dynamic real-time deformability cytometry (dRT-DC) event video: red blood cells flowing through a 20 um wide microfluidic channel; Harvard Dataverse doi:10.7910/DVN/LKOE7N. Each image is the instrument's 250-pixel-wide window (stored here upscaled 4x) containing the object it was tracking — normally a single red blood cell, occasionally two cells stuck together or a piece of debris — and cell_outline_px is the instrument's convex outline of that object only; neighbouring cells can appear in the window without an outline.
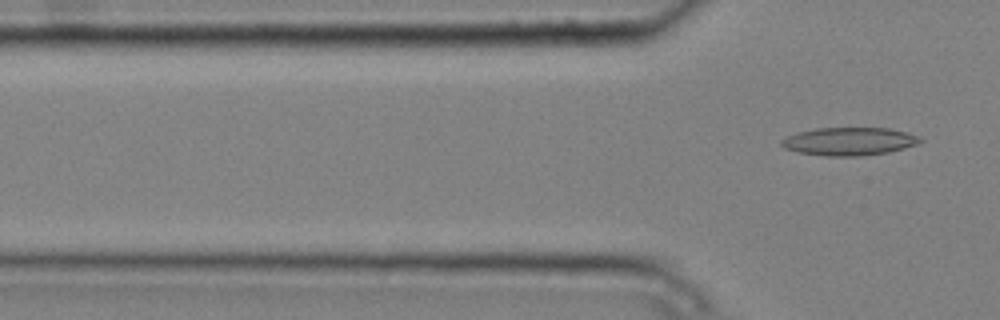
{"species": "common noctule bat (a hibernating species)", "species_latin": "Nyctalus noctula", "temperature_condition": "cold", "stored_images_in_passage": 5, "camera_frame_rate_fps": 3000, "um_per_image_px": 0.085, "animal": {"sex": "male", "body_mass_g": 20.4}, "frame": {"image": 1, "passage_image": 5, "time_ms": 1.333, "image_size_px": [1000, 320], "cell_outline_px": [[924, 140], [920, 144], [888, 152], [860, 156], [824, 156], [796, 152], [784, 148], [780, 144], [780, 140], [796, 132], [816, 128], [888, 128], [920, 136]], "centroid_in_image_um": [72.17, 12.02], "position_along_channel_um": 53.6, "area_um2": 22.83}}